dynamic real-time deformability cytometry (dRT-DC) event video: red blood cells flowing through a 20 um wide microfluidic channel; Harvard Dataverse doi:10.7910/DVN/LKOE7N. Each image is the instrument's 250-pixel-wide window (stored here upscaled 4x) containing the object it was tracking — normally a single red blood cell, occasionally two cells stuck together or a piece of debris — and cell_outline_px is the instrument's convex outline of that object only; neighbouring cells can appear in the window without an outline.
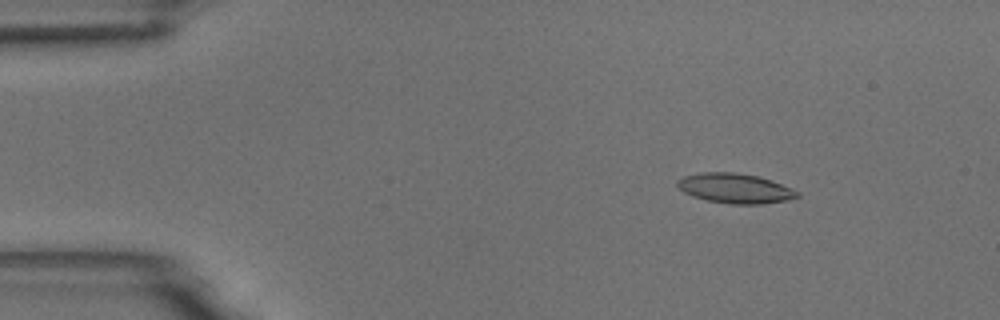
{"species": "common noctule bat (a hibernating species)", "species_latin": "Nyctalus noctula", "temperature_condition": "room temperature", "stored_images_in_passage": 9, "camera_frame_rate_fps": 3000, "um_per_image_px": 0.085, "animal": {"sex": "male", "body_mass_g": 18.8}, "frame": {"image": 1, "passage_image": 2, "time_ms": 1.0, "image_size_px": [1000, 320], "cell_outline_px": [[800, 196], [784, 200], [764, 204], [732, 204], [708, 200], [692, 196], [684, 192], [676, 184], [676, 180], [684, 176], [700, 172], [736, 172], [760, 176], [772, 180], [792, 188], [800, 192]], "centroid_in_image_um": [62.49, 15.99], "position_along_channel_um": 22.5, "area_um2": 20.92}}
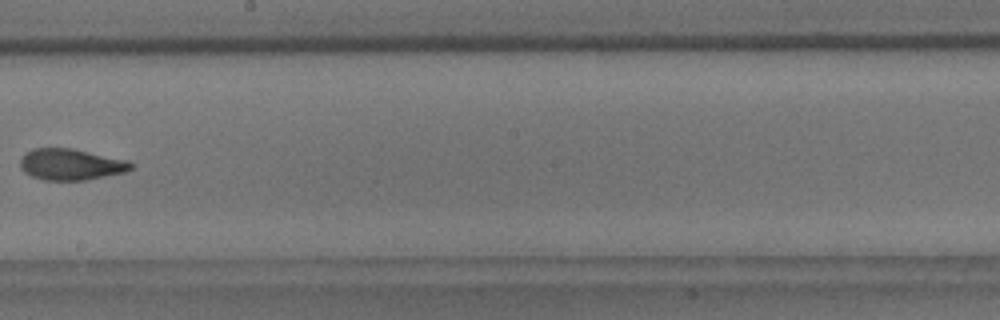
{"frame": {"image": 2, "passage_image": 8, "time_ms": 9.0, "image_size_px": [1000, 320], "cell_outline_px": [[136, 164], [132, 168], [124, 172], [84, 180], [44, 180], [32, 176], [24, 172], [20, 168], [20, 160], [24, 152], [32, 148], [72, 148], [128, 160]], "centroid_in_image_um": [6.0, 13.96], "position_along_channel_um": 242.2, "area_um2": 20.29}}
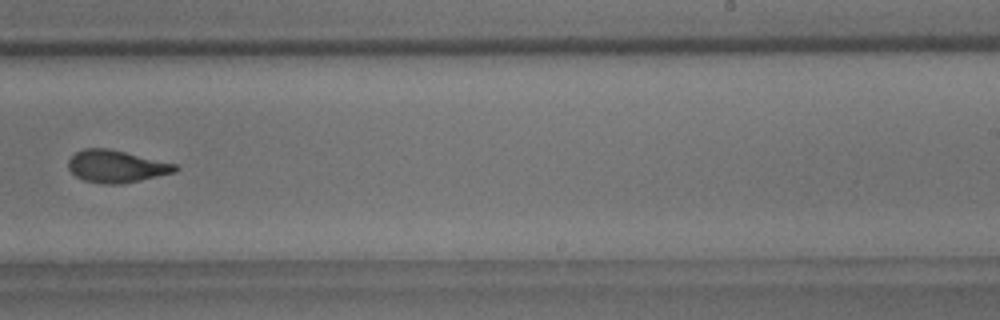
{"frame": {"image": 3, "passage_image": 9, "time_ms": 10.0, "image_size_px": [1000, 320], "cell_outline_px": [[180, 168], [176, 172], [140, 180], [120, 184], [104, 184], [84, 180], [76, 176], [68, 168], [68, 160], [76, 152], [84, 148], [108, 148], [176, 164]], "centroid_in_image_um": [9.89, 14.14], "position_along_channel_um": 279.1, "area_um2": 20.0}}